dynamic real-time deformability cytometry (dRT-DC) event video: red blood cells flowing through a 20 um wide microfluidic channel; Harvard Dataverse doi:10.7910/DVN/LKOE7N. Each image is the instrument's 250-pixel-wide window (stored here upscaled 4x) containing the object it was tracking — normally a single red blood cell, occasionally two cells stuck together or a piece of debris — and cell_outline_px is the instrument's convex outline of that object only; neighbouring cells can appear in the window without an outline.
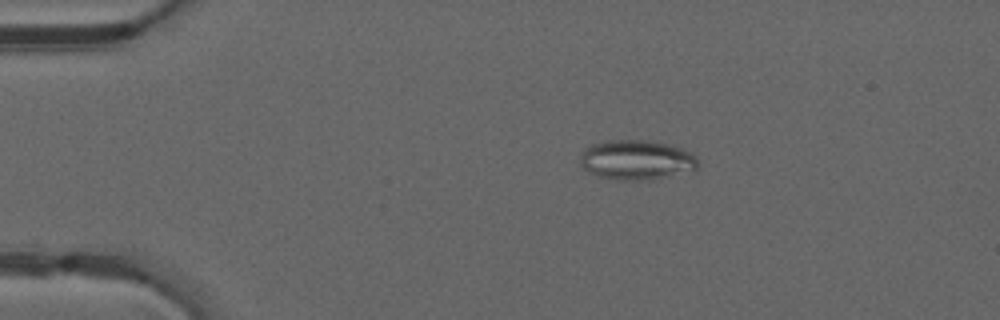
{"species": "common noctule bat (a hibernating species)", "species_latin": "Nyctalus noctula", "temperature_condition": "warm", "stored_images_in_passage": 45, "camera_frame_rate_fps": 3000, "um_per_image_px": 0.085, "animal": {"sex": "male", "forearm_length_mm": 52.5}, "frame": {"image": 1, "passage_image": 10, "time_ms": 3.0, "image_size_px": [1000, 320], "cell_outline_px": [[696, 168], [648, 180], [616, 180], [596, 176], [588, 172], [580, 164], [580, 156], [592, 144], [604, 140], [644, 140], [668, 144], [680, 148], [696, 156]], "centroid_in_image_um": [54.02, 13.59], "position_along_channel_um": 31.0, "area_um2": 26.82}}
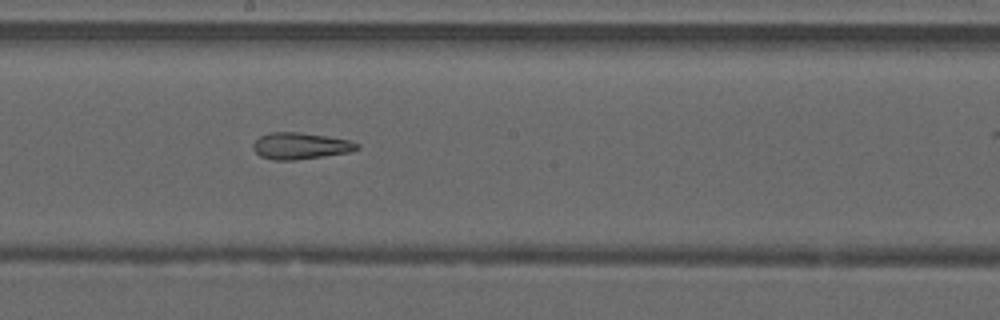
{"frame": {"image": 2, "passage_image": 28, "time_ms": 9.0, "image_size_px": [1000, 320], "cell_outline_px": [[360, 148], [352, 152], [296, 160], [272, 160], [260, 156], [252, 148], [252, 144], [260, 136], [272, 132], [300, 132], [328, 136], [348, 140], [360, 144]], "centroid_in_image_um": [25.55, 12.4], "position_along_channel_um": 222.6, "area_um2": 16.24}}
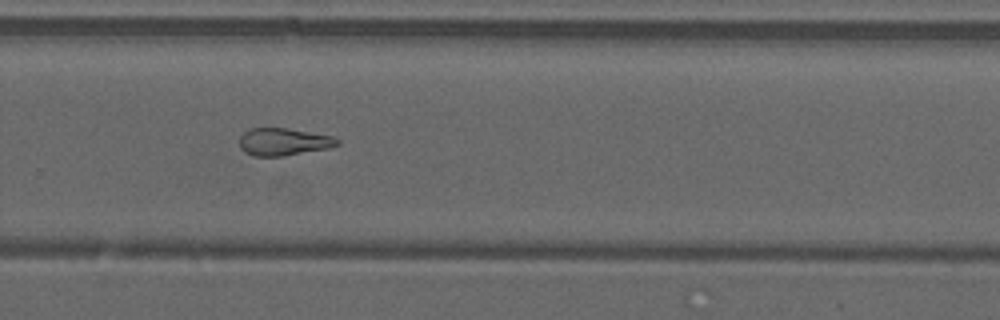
{"frame": {"image": 3, "passage_image": 34, "time_ms": 11.0, "image_size_px": [1000, 320], "cell_outline_px": [[340, 144], [328, 148], [284, 156], [252, 156], [244, 152], [240, 148], [240, 136], [248, 128], [284, 128], [332, 136], [340, 140]], "centroid_in_image_um": [24.07, 12.06], "position_along_channel_um": 305.7, "area_um2": 15.61}, "authors_computed_cell_mechanics": {"area_um2": 17.4556, "velocity_mm_per_s": 4.1783, "shape_relaxation_time_tau1_ms": null, "shape_relaxation_time_tau2_ms": 2.9642, "deformation_change_tau1": null, "deformation_change_tau2": 0.1395}}